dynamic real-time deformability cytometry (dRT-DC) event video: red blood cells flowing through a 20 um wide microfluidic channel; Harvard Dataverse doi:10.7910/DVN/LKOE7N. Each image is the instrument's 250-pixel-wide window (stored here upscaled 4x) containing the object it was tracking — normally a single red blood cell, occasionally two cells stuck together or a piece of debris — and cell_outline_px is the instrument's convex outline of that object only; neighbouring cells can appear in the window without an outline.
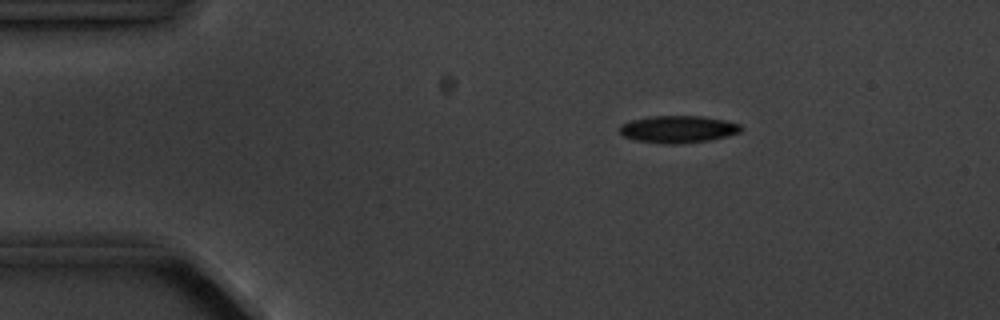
{"species": "common noctule bat (a hibernating species)", "species_latin": "Nyctalus noctula", "temperature_condition": "cold", "stored_images_in_passage": 4, "camera_frame_rate_fps": 3000, "um_per_image_px": 0.085, "animal": {"sex": "male", "body_mass_g": 20.1, "forearm_length_mm": 53.5}, "frame": {"image": 1, "passage_image": 3, "time_ms": 2.333, "image_size_px": [1000, 320], "cell_outline_px": [[744, 128], [740, 132], [708, 140], [676, 144], [668, 144], [636, 140], [624, 136], [620, 132], [620, 124], [632, 120], [648, 116], [700, 116], [724, 120], [740, 124]], "centroid_in_image_um": [57.62, 10.97], "position_along_channel_um": 27.4, "area_um2": 19.02}}